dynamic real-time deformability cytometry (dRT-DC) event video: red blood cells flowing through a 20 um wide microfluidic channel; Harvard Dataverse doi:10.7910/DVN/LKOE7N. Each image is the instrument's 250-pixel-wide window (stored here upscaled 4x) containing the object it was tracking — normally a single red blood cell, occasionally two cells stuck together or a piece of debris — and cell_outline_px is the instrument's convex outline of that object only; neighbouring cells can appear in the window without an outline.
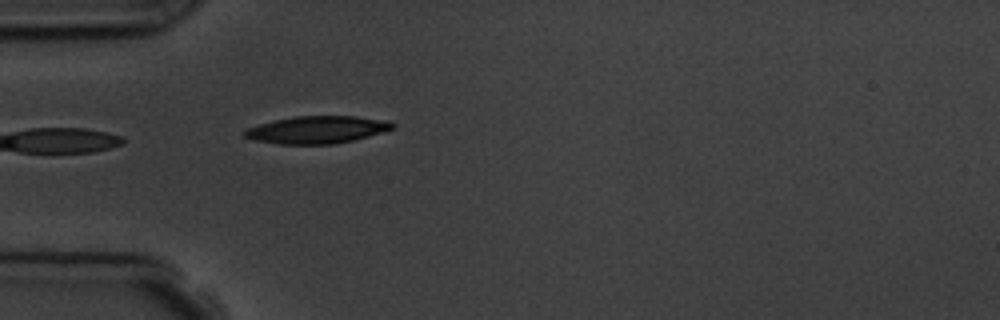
{"species": "common noctule bat (a hibernating species)", "species_latin": "Nyctalus noctula", "temperature_condition": "room temperature", "stored_images_in_passage": 4, "camera_frame_rate_fps": 3000, "um_per_image_px": 0.085, "animal": {"sex": "male", "body_mass_g": 19.5, "forearm_length_mm": 54.6}, "frame": {"image": 1, "passage_image": 4, "time_ms": 4.333, "image_size_px": [1000, 320], "cell_outline_px": [[396, 124], [392, 128], [368, 136], [352, 140], [332, 144], [280, 144], [256, 140], [244, 136], [244, 132], [248, 128], [260, 124], [276, 120], [296, 116], [356, 116], [388, 120]], "centroid_in_image_um": [26.97, 11.02], "position_along_channel_um": 58.0, "area_um2": 23.24}}